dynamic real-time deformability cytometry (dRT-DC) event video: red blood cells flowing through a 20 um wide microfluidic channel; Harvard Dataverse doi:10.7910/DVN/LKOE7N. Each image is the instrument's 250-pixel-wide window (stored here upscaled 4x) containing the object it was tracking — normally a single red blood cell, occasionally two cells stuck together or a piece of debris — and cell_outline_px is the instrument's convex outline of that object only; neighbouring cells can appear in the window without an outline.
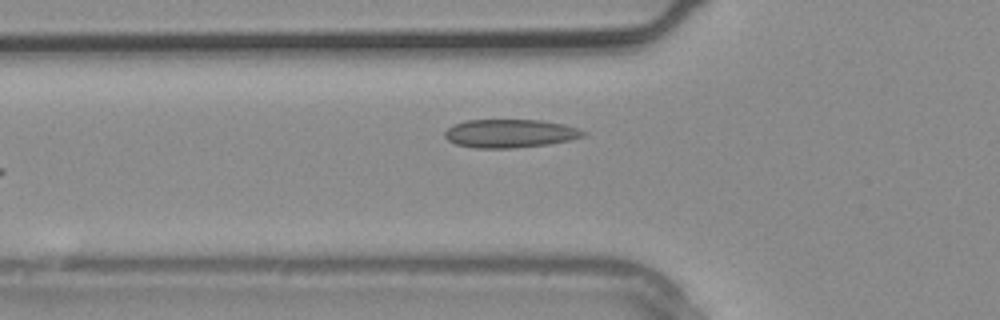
{"species": "common noctule bat (a hibernating species)", "species_latin": "Nyctalus noctula", "temperature_condition": "warm", "stored_images_in_passage": 3, "camera_frame_rate_fps": 3000, "um_per_image_px": 0.085, "animal": {"sex": "male", "body_mass_g": 20.4}, "frame": {"image": 1, "passage_image": 3, "time_ms": 0.667, "image_size_px": [1000, 320], "cell_outline_px": [[588, 132], [584, 136], [572, 140], [548, 144], [512, 148], [476, 148], [456, 144], [448, 140], [444, 136], [444, 132], [452, 124], [464, 120], [540, 120], [564, 124], [580, 128]], "centroid_in_image_um": [43.37, 11.34], "position_along_channel_um": 82.4, "area_um2": 23.12}}